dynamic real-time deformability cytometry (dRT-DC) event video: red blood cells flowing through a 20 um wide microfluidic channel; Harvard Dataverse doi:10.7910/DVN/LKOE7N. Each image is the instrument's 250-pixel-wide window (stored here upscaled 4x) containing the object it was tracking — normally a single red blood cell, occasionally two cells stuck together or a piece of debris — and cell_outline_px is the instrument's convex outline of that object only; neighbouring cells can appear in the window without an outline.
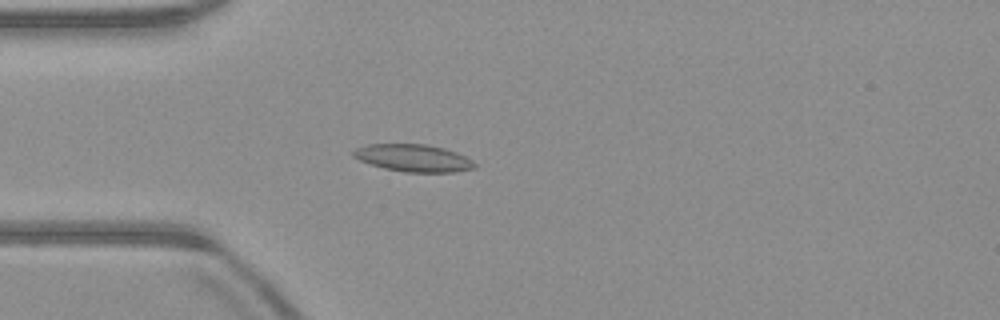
{"species": "common noctule bat (a hibernating species)", "species_latin": "Nyctalus noctula", "temperature_condition": "warm", "stored_images_in_passage": 44, "camera_frame_rate_fps": 3000, "um_per_image_px": 0.085, "animal": {"sex": "male", "body_mass_g": 23.1, "forearm_length_mm": 52.7}, "frame": {"image": 1, "passage_image": 13, "time_ms": 4.0, "image_size_px": [1000, 320], "cell_outline_px": [[476, 168], [456, 172], [404, 172], [384, 168], [360, 160], [352, 156], [352, 152], [356, 148], [368, 144], [424, 144], [444, 148], [456, 152], [472, 160], [476, 164]], "centroid_in_image_um": [35.15, 13.43], "position_along_channel_um": 49.8, "area_um2": 19.25}}
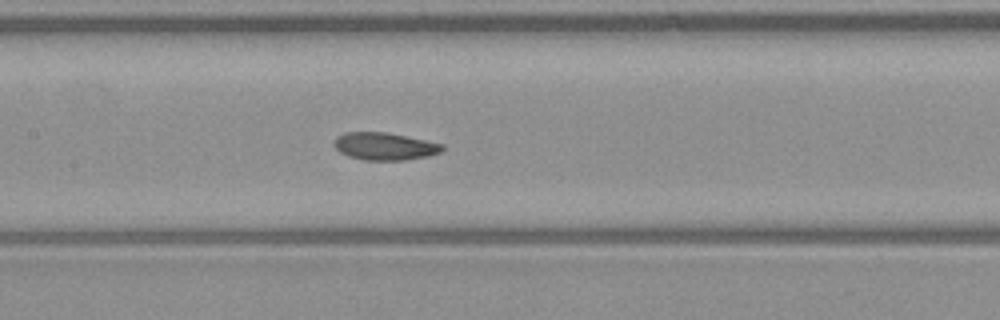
{"frame": {"image": 2, "passage_image": 23, "time_ms": 7.333, "image_size_px": [1000, 320], "cell_outline_px": [[444, 148], [440, 152], [428, 156], [404, 160], [364, 160], [348, 156], [340, 152], [332, 144], [336, 136], [344, 132], [388, 132], [444, 144]], "centroid_in_image_um": [32.67, 12.43], "position_along_channel_um": 174.7, "area_um2": 17.46}}
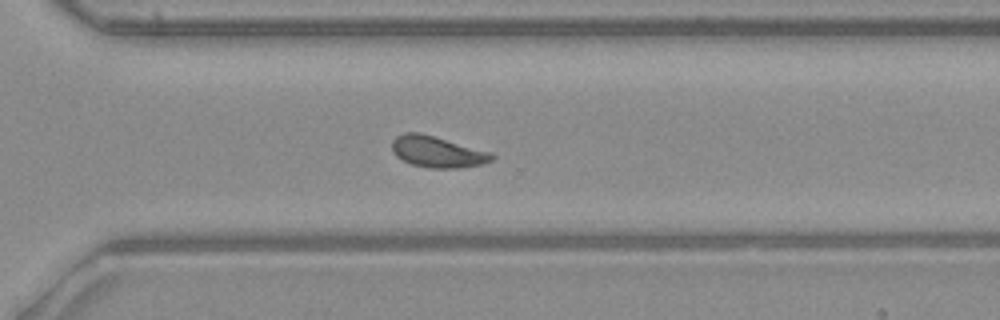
{"frame": {"image": 3, "passage_image": 35, "time_ms": 11.333, "image_size_px": [1000, 320], "cell_outline_px": [[496, 156], [492, 160], [480, 164], [460, 168], [428, 168], [412, 164], [396, 156], [392, 152], [392, 140], [396, 136], [404, 132], [420, 132], [492, 152]], "centroid_in_image_um": [37.17, 12.89], "position_along_channel_um": 333.4, "area_um2": 18.26}, "authors_computed_cell_mechanics": {"area_um2": 17.8891, "velocity_mm_per_s": 3.9795, "shape_relaxation_time_tau1_ms": 4.3953, "shape_relaxation_time_tau2_ms": 2.4734, "deformation_change_tau1": 0.1345, "deformation_change_tau2": 0.0914}}